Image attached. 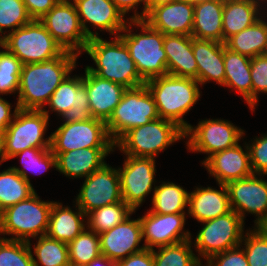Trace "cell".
Instances as JSON below:
<instances>
[{"instance_id":"cell-1","label":"cell","mask_w":267,"mask_h":266,"mask_svg":"<svg viewBox=\"0 0 267 266\" xmlns=\"http://www.w3.org/2000/svg\"><path fill=\"white\" fill-rule=\"evenodd\" d=\"M79 56L64 50L59 56L40 63L24 64L19 78L16 105L22 110L47 108L51 95L75 68Z\"/></svg>"},{"instance_id":"cell-2","label":"cell","mask_w":267,"mask_h":266,"mask_svg":"<svg viewBox=\"0 0 267 266\" xmlns=\"http://www.w3.org/2000/svg\"><path fill=\"white\" fill-rule=\"evenodd\" d=\"M83 52H86L96 65V68L89 65L86 68L100 78L120 84L126 89L145 84L128 48L119 36H114L110 41L100 36L91 38Z\"/></svg>"},{"instance_id":"cell-3","label":"cell","mask_w":267,"mask_h":266,"mask_svg":"<svg viewBox=\"0 0 267 266\" xmlns=\"http://www.w3.org/2000/svg\"><path fill=\"white\" fill-rule=\"evenodd\" d=\"M145 85L154 98L159 117L176 123L185 131L191 124L183 116L201 96L199 82L167 74L150 79Z\"/></svg>"},{"instance_id":"cell-4","label":"cell","mask_w":267,"mask_h":266,"mask_svg":"<svg viewBox=\"0 0 267 266\" xmlns=\"http://www.w3.org/2000/svg\"><path fill=\"white\" fill-rule=\"evenodd\" d=\"M132 26L140 33H132ZM128 48L140 77L146 82L167 75V57L163 47L164 34L144 20H130L118 35Z\"/></svg>"},{"instance_id":"cell-5","label":"cell","mask_w":267,"mask_h":266,"mask_svg":"<svg viewBox=\"0 0 267 266\" xmlns=\"http://www.w3.org/2000/svg\"><path fill=\"white\" fill-rule=\"evenodd\" d=\"M185 139L184 130L176 123L158 118L130 129L115 144L123 154L132 157L155 158L178 140Z\"/></svg>"},{"instance_id":"cell-6","label":"cell","mask_w":267,"mask_h":266,"mask_svg":"<svg viewBox=\"0 0 267 266\" xmlns=\"http://www.w3.org/2000/svg\"><path fill=\"white\" fill-rule=\"evenodd\" d=\"M54 201H43L35 192L29 198L4 209L0 235L9 240L25 241L46 235ZM14 236V237H13Z\"/></svg>"},{"instance_id":"cell-7","label":"cell","mask_w":267,"mask_h":266,"mask_svg":"<svg viewBox=\"0 0 267 266\" xmlns=\"http://www.w3.org/2000/svg\"><path fill=\"white\" fill-rule=\"evenodd\" d=\"M158 118L154 98L144 84L126 89L121 101L105 123L108 135L115 144L130 129Z\"/></svg>"},{"instance_id":"cell-8","label":"cell","mask_w":267,"mask_h":266,"mask_svg":"<svg viewBox=\"0 0 267 266\" xmlns=\"http://www.w3.org/2000/svg\"><path fill=\"white\" fill-rule=\"evenodd\" d=\"M3 47L14 54L23 65L50 60L64 51L39 20H32L6 34Z\"/></svg>"},{"instance_id":"cell-9","label":"cell","mask_w":267,"mask_h":266,"mask_svg":"<svg viewBox=\"0 0 267 266\" xmlns=\"http://www.w3.org/2000/svg\"><path fill=\"white\" fill-rule=\"evenodd\" d=\"M49 117L47 109L16 111L5 130L6 161L25 149L51 147V136L44 137Z\"/></svg>"},{"instance_id":"cell-10","label":"cell","mask_w":267,"mask_h":266,"mask_svg":"<svg viewBox=\"0 0 267 266\" xmlns=\"http://www.w3.org/2000/svg\"><path fill=\"white\" fill-rule=\"evenodd\" d=\"M201 223L204 226L198 231L193 244L200 261V256L208 260L214 254L239 246L245 234V223L233 210Z\"/></svg>"},{"instance_id":"cell-11","label":"cell","mask_w":267,"mask_h":266,"mask_svg":"<svg viewBox=\"0 0 267 266\" xmlns=\"http://www.w3.org/2000/svg\"><path fill=\"white\" fill-rule=\"evenodd\" d=\"M244 134L245 131L242 128L225 119L201 120L197 126L190 125L184 131L189 152L208 154V157L201 162L202 164L214 153L239 143Z\"/></svg>"},{"instance_id":"cell-12","label":"cell","mask_w":267,"mask_h":266,"mask_svg":"<svg viewBox=\"0 0 267 266\" xmlns=\"http://www.w3.org/2000/svg\"><path fill=\"white\" fill-rule=\"evenodd\" d=\"M50 136L52 153L83 148H114L105 121L98 118L64 122Z\"/></svg>"},{"instance_id":"cell-13","label":"cell","mask_w":267,"mask_h":266,"mask_svg":"<svg viewBox=\"0 0 267 266\" xmlns=\"http://www.w3.org/2000/svg\"><path fill=\"white\" fill-rule=\"evenodd\" d=\"M63 50L82 54L89 41L85 35L75 4L60 0L39 20Z\"/></svg>"},{"instance_id":"cell-14","label":"cell","mask_w":267,"mask_h":266,"mask_svg":"<svg viewBox=\"0 0 267 266\" xmlns=\"http://www.w3.org/2000/svg\"><path fill=\"white\" fill-rule=\"evenodd\" d=\"M264 176L253 174L226 184L231 210L243 221L246 213L254 214L257 217L255 227L267 225V181Z\"/></svg>"},{"instance_id":"cell-15","label":"cell","mask_w":267,"mask_h":266,"mask_svg":"<svg viewBox=\"0 0 267 266\" xmlns=\"http://www.w3.org/2000/svg\"><path fill=\"white\" fill-rule=\"evenodd\" d=\"M125 156L123 167L118 168L121 196L122 200L136 211L156 187V158Z\"/></svg>"},{"instance_id":"cell-16","label":"cell","mask_w":267,"mask_h":266,"mask_svg":"<svg viewBox=\"0 0 267 266\" xmlns=\"http://www.w3.org/2000/svg\"><path fill=\"white\" fill-rule=\"evenodd\" d=\"M121 201L118 169L106 163L84 179L74 203L87 214L96 208Z\"/></svg>"},{"instance_id":"cell-17","label":"cell","mask_w":267,"mask_h":266,"mask_svg":"<svg viewBox=\"0 0 267 266\" xmlns=\"http://www.w3.org/2000/svg\"><path fill=\"white\" fill-rule=\"evenodd\" d=\"M68 76L51 95L48 103L51 112H56L63 122L90 120L88 94L83 85V75Z\"/></svg>"},{"instance_id":"cell-18","label":"cell","mask_w":267,"mask_h":266,"mask_svg":"<svg viewBox=\"0 0 267 266\" xmlns=\"http://www.w3.org/2000/svg\"><path fill=\"white\" fill-rule=\"evenodd\" d=\"M185 222L186 213L157 214L147 210V213L140 217L145 248L154 250V247L192 239L191 233L184 229Z\"/></svg>"},{"instance_id":"cell-19","label":"cell","mask_w":267,"mask_h":266,"mask_svg":"<svg viewBox=\"0 0 267 266\" xmlns=\"http://www.w3.org/2000/svg\"><path fill=\"white\" fill-rule=\"evenodd\" d=\"M75 4L81 27L88 39L99 37L92 32L87 23L100 31L118 36L130 21L112 0H71Z\"/></svg>"},{"instance_id":"cell-20","label":"cell","mask_w":267,"mask_h":266,"mask_svg":"<svg viewBox=\"0 0 267 266\" xmlns=\"http://www.w3.org/2000/svg\"><path fill=\"white\" fill-rule=\"evenodd\" d=\"M130 217L111 230L98 234L101 254L113 262L145 249L144 244L139 246L143 239L140 218Z\"/></svg>"},{"instance_id":"cell-21","label":"cell","mask_w":267,"mask_h":266,"mask_svg":"<svg viewBox=\"0 0 267 266\" xmlns=\"http://www.w3.org/2000/svg\"><path fill=\"white\" fill-rule=\"evenodd\" d=\"M240 142L233 147L219 151L210 156L202 165L216 179L217 184H227L232 181L253 175L248 146Z\"/></svg>"},{"instance_id":"cell-22","label":"cell","mask_w":267,"mask_h":266,"mask_svg":"<svg viewBox=\"0 0 267 266\" xmlns=\"http://www.w3.org/2000/svg\"><path fill=\"white\" fill-rule=\"evenodd\" d=\"M152 28L164 35L191 36L194 22V5L178 0L153 8L144 18Z\"/></svg>"},{"instance_id":"cell-23","label":"cell","mask_w":267,"mask_h":266,"mask_svg":"<svg viewBox=\"0 0 267 266\" xmlns=\"http://www.w3.org/2000/svg\"><path fill=\"white\" fill-rule=\"evenodd\" d=\"M83 85L88 94L91 116L107 121L126 90L120 84L102 79L85 67Z\"/></svg>"},{"instance_id":"cell-24","label":"cell","mask_w":267,"mask_h":266,"mask_svg":"<svg viewBox=\"0 0 267 266\" xmlns=\"http://www.w3.org/2000/svg\"><path fill=\"white\" fill-rule=\"evenodd\" d=\"M115 148H83L63 153H53L56 156V170L69 178H86L102 168L104 160Z\"/></svg>"},{"instance_id":"cell-25","label":"cell","mask_w":267,"mask_h":266,"mask_svg":"<svg viewBox=\"0 0 267 266\" xmlns=\"http://www.w3.org/2000/svg\"><path fill=\"white\" fill-rule=\"evenodd\" d=\"M192 50L198 66L200 87L210 81L224 86V43L192 37Z\"/></svg>"},{"instance_id":"cell-26","label":"cell","mask_w":267,"mask_h":266,"mask_svg":"<svg viewBox=\"0 0 267 266\" xmlns=\"http://www.w3.org/2000/svg\"><path fill=\"white\" fill-rule=\"evenodd\" d=\"M212 187H195L188 194V213L199 222L208 221L231 211L228 190L225 184Z\"/></svg>"},{"instance_id":"cell-27","label":"cell","mask_w":267,"mask_h":266,"mask_svg":"<svg viewBox=\"0 0 267 266\" xmlns=\"http://www.w3.org/2000/svg\"><path fill=\"white\" fill-rule=\"evenodd\" d=\"M163 47L169 75L197 80L198 66L192 50V36L164 35Z\"/></svg>"},{"instance_id":"cell-28","label":"cell","mask_w":267,"mask_h":266,"mask_svg":"<svg viewBox=\"0 0 267 266\" xmlns=\"http://www.w3.org/2000/svg\"><path fill=\"white\" fill-rule=\"evenodd\" d=\"M263 2V0H224L223 43L231 36L253 25L264 15L266 8L262 9L265 4Z\"/></svg>"},{"instance_id":"cell-29","label":"cell","mask_w":267,"mask_h":266,"mask_svg":"<svg viewBox=\"0 0 267 266\" xmlns=\"http://www.w3.org/2000/svg\"><path fill=\"white\" fill-rule=\"evenodd\" d=\"M75 206L76 211H73L69 206L63 207L61 202H53L47 236L68 244L87 227L86 214L77 204Z\"/></svg>"},{"instance_id":"cell-30","label":"cell","mask_w":267,"mask_h":266,"mask_svg":"<svg viewBox=\"0 0 267 266\" xmlns=\"http://www.w3.org/2000/svg\"><path fill=\"white\" fill-rule=\"evenodd\" d=\"M251 58L233 52L224 44V87L237 90L252 111Z\"/></svg>"},{"instance_id":"cell-31","label":"cell","mask_w":267,"mask_h":266,"mask_svg":"<svg viewBox=\"0 0 267 266\" xmlns=\"http://www.w3.org/2000/svg\"><path fill=\"white\" fill-rule=\"evenodd\" d=\"M224 0H214L194 5V22L191 36L196 39L223 43Z\"/></svg>"},{"instance_id":"cell-32","label":"cell","mask_w":267,"mask_h":266,"mask_svg":"<svg viewBox=\"0 0 267 266\" xmlns=\"http://www.w3.org/2000/svg\"><path fill=\"white\" fill-rule=\"evenodd\" d=\"M266 17L267 14L264 13L253 25L228 38L224 42L225 47L249 58L267 54Z\"/></svg>"},{"instance_id":"cell-33","label":"cell","mask_w":267,"mask_h":266,"mask_svg":"<svg viewBox=\"0 0 267 266\" xmlns=\"http://www.w3.org/2000/svg\"><path fill=\"white\" fill-rule=\"evenodd\" d=\"M188 194L182 186L173 182H162L156 185L152 194L150 212L157 214L186 213Z\"/></svg>"},{"instance_id":"cell-34","label":"cell","mask_w":267,"mask_h":266,"mask_svg":"<svg viewBox=\"0 0 267 266\" xmlns=\"http://www.w3.org/2000/svg\"><path fill=\"white\" fill-rule=\"evenodd\" d=\"M135 213L124 201L96 208L86 214L87 228L97 234L111 230Z\"/></svg>"},{"instance_id":"cell-35","label":"cell","mask_w":267,"mask_h":266,"mask_svg":"<svg viewBox=\"0 0 267 266\" xmlns=\"http://www.w3.org/2000/svg\"><path fill=\"white\" fill-rule=\"evenodd\" d=\"M27 243L33 253L34 266H70L67 243L42 235L38 237L37 244H34V252L31 242Z\"/></svg>"},{"instance_id":"cell-36","label":"cell","mask_w":267,"mask_h":266,"mask_svg":"<svg viewBox=\"0 0 267 266\" xmlns=\"http://www.w3.org/2000/svg\"><path fill=\"white\" fill-rule=\"evenodd\" d=\"M33 185L11 167L0 172V206L6 209L35 193Z\"/></svg>"},{"instance_id":"cell-37","label":"cell","mask_w":267,"mask_h":266,"mask_svg":"<svg viewBox=\"0 0 267 266\" xmlns=\"http://www.w3.org/2000/svg\"><path fill=\"white\" fill-rule=\"evenodd\" d=\"M192 244L189 239L153 250L154 266H203L193 253Z\"/></svg>"},{"instance_id":"cell-38","label":"cell","mask_w":267,"mask_h":266,"mask_svg":"<svg viewBox=\"0 0 267 266\" xmlns=\"http://www.w3.org/2000/svg\"><path fill=\"white\" fill-rule=\"evenodd\" d=\"M70 266H87L101 255L100 238L87 227L68 243Z\"/></svg>"},{"instance_id":"cell-39","label":"cell","mask_w":267,"mask_h":266,"mask_svg":"<svg viewBox=\"0 0 267 266\" xmlns=\"http://www.w3.org/2000/svg\"><path fill=\"white\" fill-rule=\"evenodd\" d=\"M20 156L22 168L14 166L11 168L19 173L30 184V177L27 171L32 174H41L47 171L50 167L56 168V156L50 148H29L25 149L12 158ZM27 169V170H26Z\"/></svg>"},{"instance_id":"cell-40","label":"cell","mask_w":267,"mask_h":266,"mask_svg":"<svg viewBox=\"0 0 267 266\" xmlns=\"http://www.w3.org/2000/svg\"><path fill=\"white\" fill-rule=\"evenodd\" d=\"M32 21L22 0H0V38ZM9 30H5L4 29ZM2 35V36H1Z\"/></svg>"},{"instance_id":"cell-41","label":"cell","mask_w":267,"mask_h":266,"mask_svg":"<svg viewBox=\"0 0 267 266\" xmlns=\"http://www.w3.org/2000/svg\"><path fill=\"white\" fill-rule=\"evenodd\" d=\"M253 228L245 231L240 245H245L243 249L249 266H267V229Z\"/></svg>"},{"instance_id":"cell-42","label":"cell","mask_w":267,"mask_h":266,"mask_svg":"<svg viewBox=\"0 0 267 266\" xmlns=\"http://www.w3.org/2000/svg\"><path fill=\"white\" fill-rule=\"evenodd\" d=\"M0 50V95L17 93L23 64L5 47ZM4 49V50H3Z\"/></svg>"},{"instance_id":"cell-43","label":"cell","mask_w":267,"mask_h":266,"mask_svg":"<svg viewBox=\"0 0 267 266\" xmlns=\"http://www.w3.org/2000/svg\"><path fill=\"white\" fill-rule=\"evenodd\" d=\"M0 266H34L29 244L0 237Z\"/></svg>"},{"instance_id":"cell-44","label":"cell","mask_w":267,"mask_h":266,"mask_svg":"<svg viewBox=\"0 0 267 266\" xmlns=\"http://www.w3.org/2000/svg\"><path fill=\"white\" fill-rule=\"evenodd\" d=\"M252 111L258 103V95L267 93V54L251 58Z\"/></svg>"},{"instance_id":"cell-45","label":"cell","mask_w":267,"mask_h":266,"mask_svg":"<svg viewBox=\"0 0 267 266\" xmlns=\"http://www.w3.org/2000/svg\"><path fill=\"white\" fill-rule=\"evenodd\" d=\"M252 142L247 143L252 171L254 174L267 175V134L255 137Z\"/></svg>"},{"instance_id":"cell-46","label":"cell","mask_w":267,"mask_h":266,"mask_svg":"<svg viewBox=\"0 0 267 266\" xmlns=\"http://www.w3.org/2000/svg\"><path fill=\"white\" fill-rule=\"evenodd\" d=\"M204 266H249V264L243 246L239 245L212 255Z\"/></svg>"},{"instance_id":"cell-47","label":"cell","mask_w":267,"mask_h":266,"mask_svg":"<svg viewBox=\"0 0 267 266\" xmlns=\"http://www.w3.org/2000/svg\"><path fill=\"white\" fill-rule=\"evenodd\" d=\"M32 20H40L60 0H22Z\"/></svg>"},{"instance_id":"cell-48","label":"cell","mask_w":267,"mask_h":266,"mask_svg":"<svg viewBox=\"0 0 267 266\" xmlns=\"http://www.w3.org/2000/svg\"><path fill=\"white\" fill-rule=\"evenodd\" d=\"M117 266H154L153 250L143 249L116 262Z\"/></svg>"},{"instance_id":"cell-49","label":"cell","mask_w":267,"mask_h":266,"mask_svg":"<svg viewBox=\"0 0 267 266\" xmlns=\"http://www.w3.org/2000/svg\"><path fill=\"white\" fill-rule=\"evenodd\" d=\"M115 5L118 7V9L123 13L124 16L128 12H130L131 9L134 10V15L129 17L130 20H144V18L147 15V0H112ZM143 3V11L137 12L139 4L142 5Z\"/></svg>"},{"instance_id":"cell-50","label":"cell","mask_w":267,"mask_h":266,"mask_svg":"<svg viewBox=\"0 0 267 266\" xmlns=\"http://www.w3.org/2000/svg\"><path fill=\"white\" fill-rule=\"evenodd\" d=\"M11 109V104L0 96V130H6L8 125L12 122L19 107L16 105L15 109H13V113H11Z\"/></svg>"},{"instance_id":"cell-51","label":"cell","mask_w":267,"mask_h":266,"mask_svg":"<svg viewBox=\"0 0 267 266\" xmlns=\"http://www.w3.org/2000/svg\"><path fill=\"white\" fill-rule=\"evenodd\" d=\"M87 266H117L116 262L109 260L104 255H100L92 260Z\"/></svg>"},{"instance_id":"cell-52","label":"cell","mask_w":267,"mask_h":266,"mask_svg":"<svg viewBox=\"0 0 267 266\" xmlns=\"http://www.w3.org/2000/svg\"><path fill=\"white\" fill-rule=\"evenodd\" d=\"M178 0H147V14L155 7L169 4Z\"/></svg>"},{"instance_id":"cell-53","label":"cell","mask_w":267,"mask_h":266,"mask_svg":"<svg viewBox=\"0 0 267 266\" xmlns=\"http://www.w3.org/2000/svg\"><path fill=\"white\" fill-rule=\"evenodd\" d=\"M6 161L5 130H0V165Z\"/></svg>"},{"instance_id":"cell-54","label":"cell","mask_w":267,"mask_h":266,"mask_svg":"<svg viewBox=\"0 0 267 266\" xmlns=\"http://www.w3.org/2000/svg\"><path fill=\"white\" fill-rule=\"evenodd\" d=\"M186 1H188L189 3H191L193 5H196V4H199V3L209 2V1H214V0H186Z\"/></svg>"},{"instance_id":"cell-55","label":"cell","mask_w":267,"mask_h":266,"mask_svg":"<svg viewBox=\"0 0 267 266\" xmlns=\"http://www.w3.org/2000/svg\"><path fill=\"white\" fill-rule=\"evenodd\" d=\"M3 213H4V209L0 206V229L2 226V222H3Z\"/></svg>"},{"instance_id":"cell-56","label":"cell","mask_w":267,"mask_h":266,"mask_svg":"<svg viewBox=\"0 0 267 266\" xmlns=\"http://www.w3.org/2000/svg\"><path fill=\"white\" fill-rule=\"evenodd\" d=\"M2 46H3V39L0 38V48H2Z\"/></svg>"},{"instance_id":"cell-57","label":"cell","mask_w":267,"mask_h":266,"mask_svg":"<svg viewBox=\"0 0 267 266\" xmlns=\"http://www.w3.org/2000/svg\"><path fill=\"white\" fill-rule=\"evenodd\" d=\"M263 1H264L265 4H267V0H263ZM264 6L266 7L267 5H264Z\"/></svg>"}]
</instances>
